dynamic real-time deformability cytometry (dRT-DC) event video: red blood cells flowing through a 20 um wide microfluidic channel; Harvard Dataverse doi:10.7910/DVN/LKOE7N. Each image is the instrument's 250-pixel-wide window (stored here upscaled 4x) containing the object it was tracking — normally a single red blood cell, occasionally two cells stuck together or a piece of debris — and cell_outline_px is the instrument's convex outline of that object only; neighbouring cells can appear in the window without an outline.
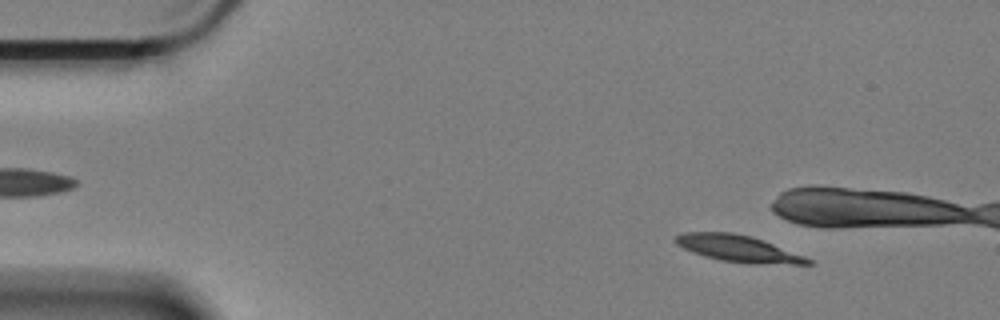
{"species": "Egyptian fruit bat (a non-hibernating species)", "species_latin": "Rousettus aegyptiacus", "temperature_condition": "cold", "stored_images_in_passage": 56, "camera_frame_rate_fps": 3000, "um_per_image_px": 0.085, "animal": {"sex": "female"}, "frame": {"image": 1, "passage_image": 3, "time_ms": 0.667, "image_size_px": [1000, 320], "cell_outline_px": [[812, 264], [756, 264], [720, 260], [704, 256], [692, 252], [676, 244], [676, 236], [684, 232], [732, 232], [752, 236], [804, 256], [812, 260]], "centroid_in_image_um": [62.74, 21.13], "position_along_channel_um": 22.3, "area_um2": 20.35}}
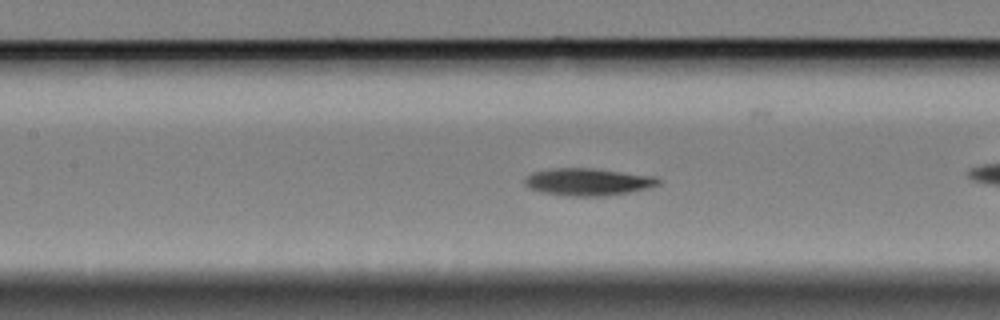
{"frame": {"image": 2, "passage_image": 22, "time_ms": 7.0, "image_size_px": [1000, 320], "cell_outline_px": [[660, 184], [648, 188], [628, 192], [604, 196], [568, 196], [540, 192], [528, 188], [524, 184], [524, 180], [532, 172], [552, 168], [592, 168], [656, 176], [660, 180]], "centroid_in_image_um": [49.96, 15.46], "position_along_channel_um": 157.4, "area_um2": 21.33}}
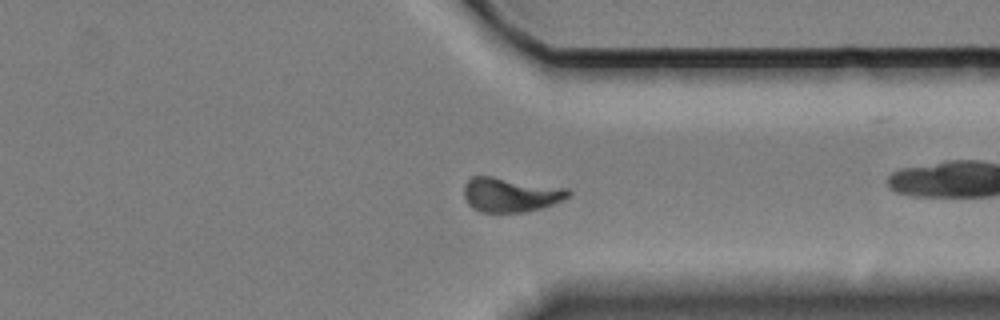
{"frame": {"image": 3, "passage_image": 41, "time_ms": 13.333, "image_size_px": [1000, 320], "cell_outline_px": [[572, 192], [568, 196], [552, 204], [540, 208], [524, 212], [480, 212], [472, 208], [468, 204], [464, 196], [464, 184], [472, 176], [492, 176], [568, 188]], "centroid_in_image_um": [43.36, 16.54], "position_along_channel_um": 368.0, "area_um2": 20.87}, "authors_computed_cell_mechanics": {"area_um2": 20.4612, "velocity_mm_per_s": 3.3425, "shape_relaxation_time_tau1_ms": 3.3154, "shape_relaxation_time_tau2_ms": null, "deformation_change_tau1": 0.1183, "deformation_change_tau2": null}}